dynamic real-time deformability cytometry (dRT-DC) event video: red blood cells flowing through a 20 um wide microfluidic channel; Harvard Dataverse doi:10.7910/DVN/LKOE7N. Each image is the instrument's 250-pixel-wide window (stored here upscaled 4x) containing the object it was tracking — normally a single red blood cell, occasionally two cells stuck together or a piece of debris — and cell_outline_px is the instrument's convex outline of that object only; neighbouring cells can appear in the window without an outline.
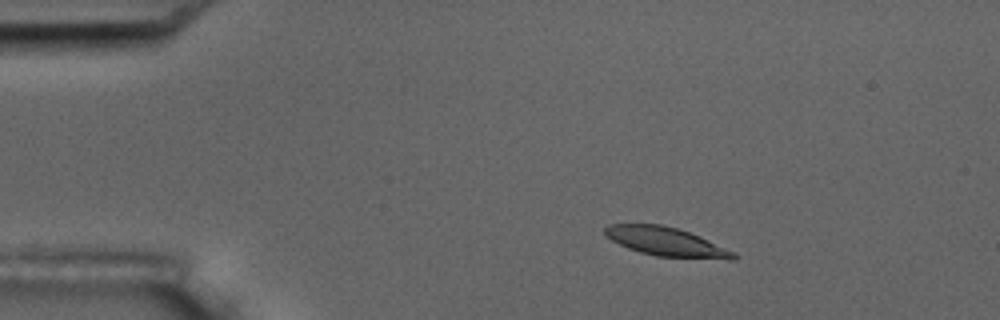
{"species": "common noctule bat (a hibernating species)", "species_latin": "Nyctalus noctula", "temperature_condition": "room temperature", "stored_images_in_passage": 4, "camera_frame_rate_fps": 3000, "um_per_image_px": 0.085, "animal": {"sex": "male", "body_mass_g": 17.5, "forearm_length_mm": 52.3}, "frame": {"image": 1, "passage_image": 2, "time_ms": 1.0, "image_size_px": [1000, 320], "cell_outline_px": [[740, 256], [736, 260], [728, 260], [656, 256], [640, 252], [628, 248], [604, 236], [604, 228], [608, 224], [660, 224], [676, 228], [700, 236], [736, 252]], "centroid_in_image_um": [56.68, 20.56], "position_along_channel_um": 28.3, "area_um2": 21.85}}